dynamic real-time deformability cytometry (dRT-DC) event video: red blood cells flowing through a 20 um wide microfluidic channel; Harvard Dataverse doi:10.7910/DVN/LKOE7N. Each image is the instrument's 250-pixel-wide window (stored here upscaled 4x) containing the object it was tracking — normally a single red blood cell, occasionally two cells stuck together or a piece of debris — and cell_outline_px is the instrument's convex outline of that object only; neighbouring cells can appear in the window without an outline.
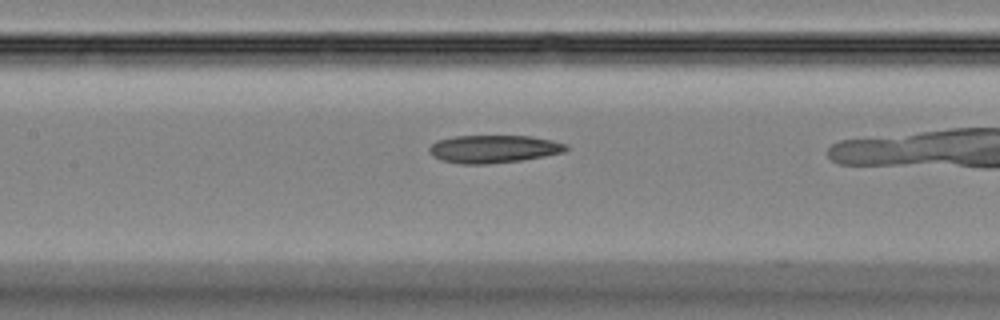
{"species": "Egyptian fruit bat (a non-hibernating species)", "species_latin": "Rousettus aegyptiacus", "temperature_condition": "room temperature", "stored_images_in_passage": 31, "camera_frame_rate_fps": 3000, "um_per_image_px": 0.085, "animal": {"sex": "female"}, "frame": {"image": 1, "passage_image": 18, "time_ms": 5.667, "image_size_px": [1000, 320], "cell_outline_px": [[568, 148], [564, 152], [524, 160], [488, 164], [460, 164], [440, 160], [432, 156], [428, 152], [428, 148], [436, 140], [456, 136], [532, 136], [552, 140], [568, 144]], "centroid_in_image_um": [41.94, 12.66], "position_along_channel_um": 165.5, "area_um2": 22.43}}
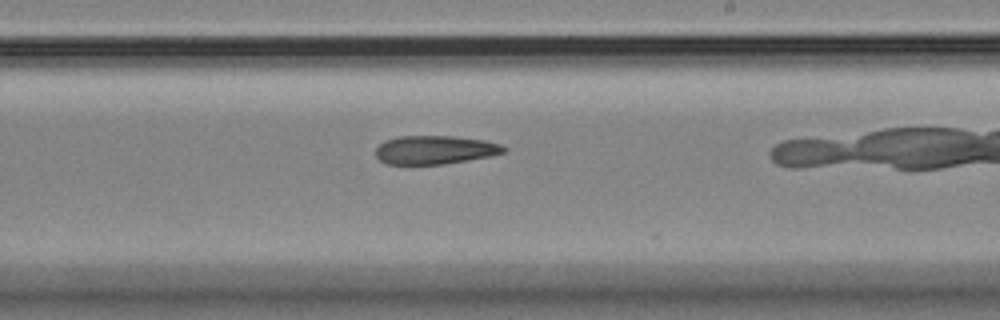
{"frame": {"image": 2, "passage_image": 24, "time_ms": 7.667, "image_size_px": [1000, 320], "cell_outline_px": [[508, 152], [468, 160], [444, 164], [384, 164], [376, 156], [376, 148], [384, 140], [400, 136], [452, 136], [484, 140], [500, 144], [508, 148]], "centroid_in_image_um": [36.97, 12.74], "position_along_channel_um": 252.0, "area_um2": 21.39}}
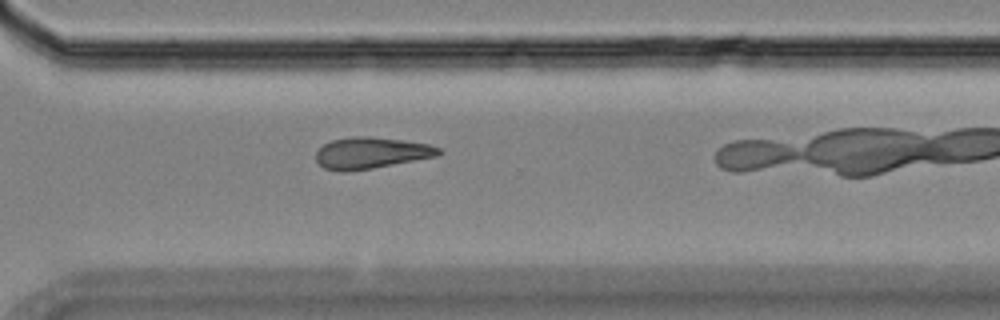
{"frame": {"image": 3, "passage_image": 30, "time_ms": 9.667, "image_size_px": [1000, 320], "cell_outline_px": [[444, 152], [436, 156], [372, 168], [348, 172], [340, 172], [324, 168], [316, 160], [316, 152], [324, 144], [332, 140], [352, 136], [368, 136], [400, 140], [428, 144], [440, 148]], "centroid_in_image_um": [31.52, 13.0], "position_along_channel_um": 339.1, "area_um2": 22.31}}